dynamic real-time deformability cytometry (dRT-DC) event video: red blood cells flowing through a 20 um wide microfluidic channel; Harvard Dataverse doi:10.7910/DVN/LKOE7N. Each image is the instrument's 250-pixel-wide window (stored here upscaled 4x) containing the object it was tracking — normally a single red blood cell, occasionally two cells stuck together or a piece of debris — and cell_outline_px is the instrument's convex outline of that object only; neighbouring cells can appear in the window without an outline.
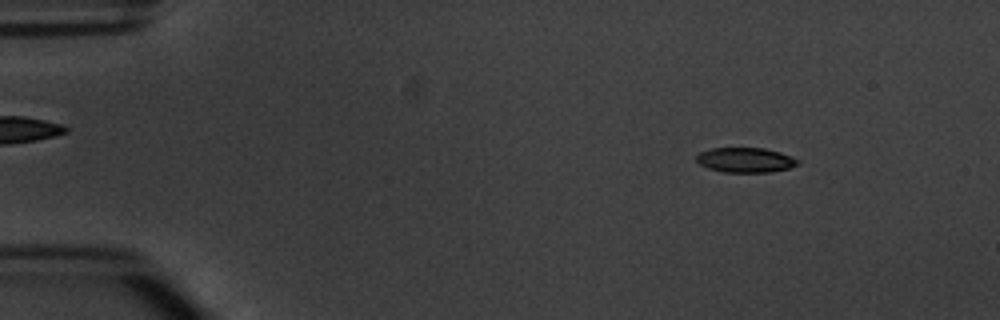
{"species": "common noctule bat (a hibernating species)", "species_latin": "Nyctalus noctula", "temperature_condition": "warm", "stored_images_in_passage": 6, "camera_frame_rate_fps": 3000, "um_per_image_px": 0.085, "animal": {"sex": "male", "body_mass_g": 20.1, "forearm_length_mm": 53.5}, "frame": {"image": 1, "passage_image": 2, "time_ms": 1.0, "image_size_px": [1000, 320], "cell_outline_px": [[800, 164], [792, 168], [768, 172], [724, 172], [708, 168], [700, 164], [696, 160], [696, 156], [700, 152], [712, 148], [764, 148], [780, 152], [792, 156], [800, 160]], "centroid_in_image_um": [63.41, 13.6], "position_along_channel_um": 21.6, "area_um2": 14.8}}
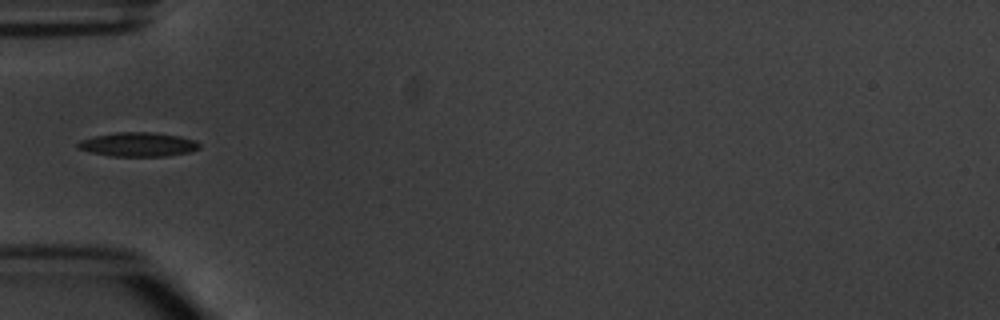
{"frame": {"image": 2, "passage_image": 5, "time_ms": 4.667, "image_size_px": [1000, 320], "cell_outline_px": [[200, 148], [192, 152], [164, 156], [112, 156], [92, 152], [76, 148], [76, 144], [80, 140], [96, 136], [116, 132], [152, 132], [180, 136], [196, 140], [200, 144]], "centroid_in_image_um": [11.77, 12.28], "position_along_channel_um": 73.2, "area_um2": 17.11}}